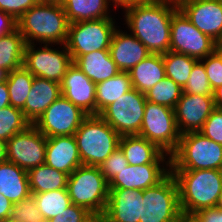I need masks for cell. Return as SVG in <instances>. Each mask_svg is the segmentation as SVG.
I'll list each match as a JSON object with an SVG mask.
<instances>
[{"instance_id": "cell-1", "label": "cell", "mask_w": 222, "mask_h": 222, "mask_svg": "<svg viewBox=\"0 0 222 222\" xmlns=\"http://www.w3.org/2000/svg\"><path fill=\"white\" fill-rule=\"evenodd\" d=\"M178 9L168 0L134 3L122 9L124 25L151 54H164L170 50L171 20Z\"/></svg>"}, {"instance_id": "cell-2", "label": "cell", "mask_w": 222, "mask_h": 222, "mask_svg": "<svg viewBox=\"0 0 222 222\" xmlns=\"http://www.w3.org/2000/svg\"><path fill=\"white\" fill-rule=\"evenodd\" d=\"M68 28L67 15L58 3L38 2L17 20L26 44H65Z\"/></svg>"}, {"instance_id": "cell-3", "label": "cell", "mask_w": 222, "mask_h": 222, "mask_svg": "<svg viewBox=\"0 0 222 222\" xmlns=\"http://www.w3.org/2000/svg\"><path fill=\"white\" fill-rule=\"evenodd\" d=\"M179 191L182 213L197 214L217 206L222 191V170H171Z\"/></svg>"}, {"instance_id": "cell-4", "label": "cell", "mask_w": 222, "mask_h": 222, "mask_svg": "<svg viewBox=\"0 0 222 222\" xmlns=\"http://www.w3.org/2000/svg\"><path fill=\"white\" fill-rule=\"evenodd\" d=\"M74 136L82 165L98 167L119 147L121 138L100 115H88Z\"/></svg>"}, {"instance_id": "cell-5", "label": "cell", "mask_w": 222, "mask_h": 222, "mask_svg": "<svg viewBox=\"0 0 222 222\" xmlns=\"http://www.w3.org/2000/svg\"><path fill=\"white\" fill-rule=\"evenodd\" d=\"M206 169L222 170V144L199 131L182 134L176 151L171 155V170Z\"/></svg>"}, {"instance_id": "cell-6", "label": "cell", "mask_w": 222, "mask_h": 222, "mask_svg": "<svg viewBox=\"0 0 222 222\" xmlns=\"http://www.w3.org/2000/svg\"><path fill=\"white\" fill-rule=\"evenodd\" d=\"M66 188L72 204L84 207L90 213L105 212L109 187L98 166L76 168L69 175Z\"/></svg>"}, {"instance_id": "cell-7", "label": "cell", "mask_w": 222, "mask_h": 222, "mask_svg": "<svg viewBox=\"0 0 222 222\" xmlns=\"http://www.w3.org/2000/svg\"><path fill=\"white\" fill-rule=\"evenodd\" d=\"M139 222H178L182 214L175 177L170 172L161 182L143 190Z\"/></svg>"}, {"instance_id": "cell-8", "label": "cell", "mask_w": 222, "mask_h": 222, "mask_svg": "<svg viewBox=\"0 0 222 222\" xmlns=\"http://www.w3.org/2000/svg\"><path fill=\"white\" fill-rule=\"evenodd\" d=\"M138 135L171 156L176 151L181 136L177 128L174 109L146 101Z\"/></svg>"}, {"instance_id": "cell-9", "label": "cell", "mask_w": 222, "mask_h": 222, "mask_svg": "<svg viewBox=\"0 0 222 222\" xmlns=\"http://www.w3.org/2000/svg\"><path fill=\"white\" fill-rule=\"evenodd\" d=\"M36 45V43L26 44L23 66L34 77L52 80L60 84L67 69L73 63L66 45L38 44L39 47Z\"/></svg>"}, {"instance_id": "cell-10", "label": "cell", "mask_w": 222, "mask_h": 222, "mask_svg": "<svg viewBox=\"0 0 222 222\" xmlns=\"http://www.w3.org/2000/svg\"><path fill=\"white\" fill-rule=\"evenodd\" d=\"M117 25L115 18L69 23L65 43L67 50L71 56H81L98 50H109Z\"/></svg>"}, {"instance_id": "cell-11", "label": "cell", "mask_w": 222, "mask_h": 222, "mask_svg": "<svg viewBox=\"0 0 222 222\" xmlns=\"http://www.w3.org/2000/svg\"><path fill=\"white\" fill-rule=\"evenodd\" d=\"M144 93L132 88L99 115L120 135H138L146 105Z\"/></svg>"}, {"instance_id": "cell-12", "label": "cell", "mask_w": 222, "mask_h": 222, "mask_svg": "<svg viewBox=\"0 0 222 222\" xmlns=\"http://www.w3.org/2000/svg\"><path fill=\"white\" fill-rule=\"evenodd\" d=\"M216 50V42L198 30L178 9L171 20L170 51L201 60Z\"/></svg>"}, {"instance_id": "cell-13", "label": "cell", "mask_w": 222, "mask_h": 222, "mask_svg": "<svg viewBox=\"0 0 222 222\" xmlns=\"http://www.w3.org/2000/svg\"><path fill=\"white\" fill-rule=\"evenodd\" d=\"M87 116L79 107L60 96L33 125L47 138L74 135Z\"/></svg>"}, {"instance_id": "cell-14", "label": "cell", "mask_w": 222, "mask_h": 222, "mask_svg": "<svg viewBox=\"0 0 222 222\" xmlns=\"http://www.w3.org/2000/svg\"><path fill=\"white\" fill-rule=\"evenodd\" d=\"M47 137L33 124L7 141V161L28 171L45 163Z\"/></svg>"}, {"instance_id": "cell-15", "label": "cell", "mask_w": 222, "mask_h": 222, "mask_svg": "<svg viewBox=\"0 0 222 222\" xmlns=\"http://www.w3.org/2000/svg\"><path fill=\"white\" fill-rule=\"evenodd\" d=\"M215 109L212 95L182 92L174 107L177 128L180 134L198 132Z\"/></svg>"}, {"instance_id": "cell-16", "label": "cell", "mask_w": 222, "mask_h": 222, "mask_svg": "<svg viewBox=\"0 0 222 222\" xmlns=\"http://www.w3.org/2000/svg\"><path fill=\"white\" fill-rule=\"evenodd\" d=\"M178 8L198 30L215 42L222 36V0H183Z\"/></svg>"}, {"instance_id": "cell-17", "label": "cell", "mask_w": 222, "mask_h": 222, "mask_svg": "<svg viewBox=\"0 0 222 222\" xmlns=\"http://www.w3.org/2000/svg\"><path fill=\"white\" fill-rule=\"evenodd\" d=\"M61 94L87 115H96V84L72 63L60 83Z\"/></svg>"}, {"instance_id": "cell-18", "label": "cell", "mask_w": 222, "mask_h": 222, "mask_svg": "<svg viewBox=\"0 0 222 222\" xmlns=\"http://www.w3.org/2000/svg\"><path fill=\"white\" fill-rule=\"evenodd\" d=\"M170 172L171 164H129L108 182V187L145 190L161 182Z\"/></svg>"}, {"instance_id": "cell-19", "label": "cell", "mask_w": 222, "mask_h": 222, "mask_svg": "<svg viewBox=\"0 0 222 222\" xmlns=\"http://www.w3.org/2000/svg\"><path fill=\"white\" fill-rule=\"evenodd\" d=\"M143 200V190L109 189L104 212L108 222H139Z\"/></svg>"}, {"instance_id": "cell-20", "label": "cell", "mask_w": 222, "mask_h": 222, "mask_svg": "<svg viewBox=\"0 0 222 222\" xmlns=\"http://www.w3.org/2000/svg\"><path fill=\"white\" fill-rule=\"evenodd\" d=\"M119 27L114 31L109 51L119 70L129 72L151 53L134 35Z\"/></svg>"}, {"instance_id": "cell-21", "label": "cell", "mask_w": 222, "mask_h": 222, "mask_svg": "<svg viewBox=\"0 0 222 222\" xmlns=\"http://www.w3.org/2000/svg\"><path fill=\"white\" fill-rule=\"evenodd\" d=\"M45 164L70 175L82 165L74 135L47 138Z\"/></svg>"}, {"instance_id": "cell-22", "label": "cell", "mask_w": 222, "mask_h": 222, "mask_svg": "<svg viewBox=\"0 0 222 222\" xmlns=\"http://www.w3.org/2000/svg\"><path fill=\"white\" fill-rule=\"evenodd\" d=\"M119 147L130 165L171 164V156L139 135L121 136Z\"/></svg>"}, {"instance_id": "cell-23", "label": "cell", "mask_w": 222, "mask_h": 222, "mask_svg": "<svg viewBox=\"0 0 222 222\" xmlns=\"http://www.w3.org/2000/svg\"><path fill=\"white\" fill-rule=\"evenodd\" d=\"M61 94L58 82L34 77L24 109V117L33 124Z\"/></svg>"}, {"instance_id": "cell-24", "label": "cell", "mask_w": 222, "mask_h": 222, "mask_svg": "<svg viewBox=\"0 0 222 222\" xmlns=\"http://www.w3.org/2000/svg\"><path fill=\"white\" fill-rule=\"evenodd\" d=\"M71 57L73 63L95 84L108 80L120 72L109 50H98Z\"/></svg>"}, {"instance_id": "cell-25", "label": "cell", "mask_w": 222, "mask_h": 222, "mask_svg": "<svg viewBox=\"0 0 222 222\" xmlns=\"http://www.w3.org/2000/svg\"><path fill=\"white\" fill-rule=\"evenodd\" d=\"M0 194L12 204L28 198L31 192L27 171L10 161L0 163Z\"/></svg>"}, {"instance_id": "cell-26", "label": "cell", "mask_w": 222, "mask_h": 222, "mask_svg": "<svg viewBox=\"0 0 222 222\" xmlns=\"http://www.w3.org/2000/svg\"><path fill=\"white\" fill-rule=\"evenodd\" d=\"M132 88L146 93L166 77L162 54H150L129 71Z\"/></svg>"}, {"instance_id": "cell-27", "label": "cell", "mask_w": 222, "mask_h": 222, "mask_svg": "<svg viewBox=\"0 0 222 222\" xmlns=\"http://www.w3.org/2000/svg\"><path fill=\"white\" fill-rule=\"evenodd\" d=\"M109 0H64L62 6L69 23L114 18Z\"/></svg>"}, {"instance_id": "cell-28", "label": "cell", "mask_w": 222, "mask_h": 222, "mask_svg": "<svg viewBox=\"0 0 222 222\" xmlns=\"http://www.w3.org/2000/svg\"><path fill=\"white\" fill-rule=\"evenodd\" d=\"M31 193H42L58 189H66L69 175L42 164L27 171Z\"/></svg>"}, {"instance_id": "cell-29", "label": "cell", "mask_w": 222, "mask_h": 222, "mask_svg": "<svg viewBox=\"0 0 222 222\" xmlns=\"http://www.w3.org/2000/svg\"><path fill=\"white\" fill-rule=\"evenodd\" d=\"M132 89L129 72L120 71L114 77L96 84V115Z\"/></svg>"}, {"instance_id": "cell-30", "label": "cell", "mask_w": 222, "mask_h": 222, "mask_svg": "<svg viewBox=\"0 0 222 222\" xmlns=\"http://www.w3.org/2000/svg\"><path fill=\"white\" fill-rule=\"evenodd\" d=\"M26 42L18 29L0 37V67L8 73L23 66Z\"/></svg>"}, {"instance_id": "cell-31", "label": "cell", "mask_w": 222, "mask_h": 222, "mask_svg": "<svg viewBox=\"0 0 222 222\" xmlns=\"http://www.w3.org/2000/svg\"><path fill=\"white\" fill-rule=\"evenodd\" d=\"M33 79L34 76L24 66L8 73L6 83L10 96V105L20 110L24 109Z\"/></svg>"}, {"instance_id": "cell-32", "label": "cell", "mask_w": 222, "mask_h": 222, "mask_svg": "<svg viewBox=\"0 0 222 222\" xmlns=\"http://www.w3.org/2000/svg\"><path fill=\"white\" fill-rule=\"evenodd\" d=\"M162 56L166 77L172 79L183 89L187 84L194 64L198 60L170 50Z\"/></svg>"}, {"instance_id": "cell-33", "label": "cell", "mask_w": 222, "mask_h": 222, "mask_svg": "<svg viewBox=\"0 0 222 222\" xmlns=\"http://www.w3.org/2000/svg\"><path fill=\"white\" fill-rule=\"evenodd\" d=\"M34 197L41 215L46 221L66 210L72 205L66 189H58L42 193H31Z\"/></svg>"}, {"instance_id": "cell-34", "label": "cell", "mask_w": 222, "mask_h": 222, "mask_svg": "<svg viewBox=\"0 0 222 222\" xmlns=\"http://www.w3.org/2000/svg\"><path fill=\"white\" fill-rule=\"evenodd\" d=\"M183 89L169 77H165L145 93L146 100L174 109Z\"/></svg>"}, {"instance_id": "cell-35", "label": "cell", "mask_w": 222, "mask_h": 222, "mask_svg": "<svg viewBox=\"0 0 222 222\" xmlns=\"http://www.w3.org/2000/svg\"><path fill=\"white\" fill-rule=\"evenodd\" d=\"M31 123L22 110L9 105L0 109V139L8 141L14 134L24 131Z\"/></svg>"}, {"instance_id": "cell-36", "label": "cell", "mask_w": 222, "mask_h": 222, "mask_svg": "<svg viewBox=\"0 0 222 222\" xmlns=\"http://www.w3.org/2000/svg\"><path fill=\"white\" fill-rule=\"evenodd\" d=\"M9 220L16 222L45 221L32 195L12 205Z\"/></svg>"}, {"instance_id": "cell-37", "label": "cell", "mask_w": 222, "mask_h": 222, "mask_svg": "<svg viewBox=\"0 0 222 222\" xmlns=\"http://www.w3.org/2000/svg\"><path fill=\"white\" fill-rule=\"evenodd\" d=\"M183 92L188 94L212 95L213 90L209 84L208 76L203 63L198 60L191 71Z\"/></svg>"}, {"instance_id": "cell-38", "label": "cell", "mask_w": 222, "mask_h": 222, "mask_svg": "<svg viewBox=\"0 0 222 222\" xmlns=\"http://www.w3.org/2000/svg\"><path fill=\"white\" fill-rule=\"evenodd\" d=\"M208 76L209 84L212 90L222 85V55L218 51L206 56L200 60Z\"/></svg>"}, {"instance_id": "cell-39", "label": "cell", "mask_w": 222, "mask_h": 222, "mask_svg": "<svg viewBox=\"0 0 222 222\" xmlns=\"http://www.w3.org/2000/svg\"><path fill=\"white\" fill-rule=\"evenodd\" d=\"M129 163L120 147L116 148L113 153L99 166L104 178L109 182L120 171L128 167Z\"/></svg>"}, {"instance_id": "cell-40", "label": "cell", "mask_w": 222, "mask_h": 222, "mask_svg": "<svg viewBox=\"0 0 222 222\" xmlns=\"http://www.w3.org/2000/svg\"><path fill=\"white\" fill-rule=\"evenodd\" d=\"M199 132L212 141L222 144V110L215 108Z\"/></svg>"}, {"instance_id": "cell-41", "label": "cell", "mask_w": 222, "mask_h": 222, "mask_svg": "<svg viewBox=\"0 0 222 222\" xmlns=\"http://www.w3.org/2000/svg\"><path fill=\"white\" fill-rule=\"evenodd\" d=\"M37 3V0H0V10L11 15L17 21L27 10Z\"/></svg>"}, {"instance_id": "cell-42", "label": "cell", "mask_w": 222, "mask_h": 222, "mask_svg": "<svg viewBox=\"0 0 222 222\" xmlns=\"http://www.w3.org/2000/svg\"><path fill=\"white\" fill-rule=\"evenodd\" d=\"M90 214L86 208L72 204L48 222H83Z\"/></svg>"}, {"instance_id": "cell-43", "label": "cell", "mask_w": 222, "mask_h": 222, "mask_svg": "<svg viewBox=\"0 0 222 222\" xmlns=\"http://www.w3.org/2000/svg\"><path fill=\"white\" fill-rule=\"evenodd\" d=\"M17 29V21L9 14L0 10V37Z\"/></svg>"}, {"instance_id": "cell-44", "label": "cell", "mask_w": 222, "mask_h": 222, "mask_svg": "<svg viewBox=\"0 0 222 222\" xmlns=\"http://www.w3.org/2000/svg\"><path fill=\"white\" fill-rule=\"evenodd\" d=\"M197 215L203 222H222V209L218 206L203 209Z\"/></svg>"}, {"instance_id": "cell-45", "label": "cell", "mask_w": 222, "mask_h": 222, "mask_svg": "<svg viewBox=\"0 0 222 222\" xmlns=\"http://www.w3.org/2000/svg\"><path fill=\"white\" fill-rule=\"evenodd\" d=\"M12 203L0 194V222H7L9 220Z\"/></svg>"}, {"instance_id": "cell-46", "label": "cell", "mask_w": 222, "mask_h": 222, "mask_svg": "<svg viewBox=\"0 0 222 222\" xmlns=\"http://www.w3.org/2000/svg\"><path fill=\"white\" fill-rule=\"evenodd\" d=\"M10 105V96L6 81L0 83V109Z\"/></svg>"}, {"instance_id": "cell-47", "label": "cell", "mask_w": 222, "mask_h": 222, "mask_svg": "<svg viewBox=\"0 0 222 222\" xmlns=\"http://www.w3.org/2000/svg\"><path fill=\"white\" fill-rule=\"evenodd\" d=\"M110 3L112 2V6L114 9L120 8L123 9L126 6L132 5L134 3L144 2V1H151V0H109Z\"/></svg>"}, {"instance_id": "cell-48", "label": "cell", "mask_w": 222, "mask_h": 222, "mask_svg": "<svg viewBox=\"0 0 222 222\" xmlns=\"http://www.w3.org/2000/svg\"><path fill=\"white\" fill-rule=\"evenodd\" d=\"M212 96L215 108L222 110V85L213 90Z\"/></svg>"}, {"instance_id": "cell-49", "label": "cell", "mask_w": 222, "mask_h": 222, "mask_svg": "<svg viewBox=\"0 0 222 222\" xmlns=\"http://www.w3.org/2000/svg\"><path fill=\"white\" fill-rule=\"evenodd\" d=\"M83 222H108L105 213H91Z\"/></svg>"}, {"instance_id": "cell-50", "label": "cell", "mask_w": 222, "mask_h": 222, "mask_svg": "<svg viewBox=\"0 0 222 222\" xmlns=\"http://www.w3.org/2000/svg\"><path fill=\"white\" fill-rule=\"evenodd\" d=\"M178 222H203L197 214L182 213Z\"/></svg>"}, {"instance_id": "cell-51", "label": "cell", "mask_w": 222, "mask_h": 222, "mask_svg": "<svg viewBox=\"0 0 222 222\" xmlns=\"http://www.w3.org/2000/svg\"><path fill=\"white\" fill-rule=\"evenodd\" d=\"M7 161V141L0 139V163Z\"/></svg>"}, {"instance_id": "cell-52", "label": "cell", "mask_w": 222, "mask_h": 222, "mask_svg": "<svg viewBox=\"0 0 222 222\" xmlns=\"http://www.w3.org/2000/svg\"><path fill=\"white\" fill-rule=\"evenodd\" d=\"M8 72L0 67V83L7 80Z\"/></svg>"}, {"instance_id": "cell-53", "label": "cell", "mask_w": 222, "mask_h": 222, "mask_svg": "<svg viewBox=\"0 0 222 222\" xmlns=\"http://www.w3.org/2000/svg\"><path fill=\"white\" fill-rule=\"evenodd\" d=\"M216 51L222 55V36L216 42Z\"/></svg>"}, {"instance_id": "cell-54", "label": "cell", "mask_w": 222, "mask_h": 222, "mask_svg": "<svg viewBox=\"0 0 222 222\" xmlns=\"http://www.w3.org/2000/svg\"><path fill=\"white\" fill-rule=\"evenodd\" d=\"M64 0H37V2H45V3H58L62 4Z\"/></svg>"}, {"instance_id": "cell-55", "label": "cell", "mask_w": 222, "mask_h": 222, "mask_svg": "<svg viewBox=\"0 0 222 222\" xmlns=\"http://www.w3.org/2000/svg\"><path fill=\"white\" fill-rule=\"evenodd\" d=\"M217 206L222 209V191H221V194L219 196V200H218Z\"/></svg>"}, {"instance_id": "cell-56", "label": "cell", "mask_w": 222, "mask_h": 222, "mask_svg": "<svg viewBox=\"0 0 222 222\" xmlns=\"http://www.w3.org/2000/svg\"><path fill=\"white\" fill-rule=\"evenodd\" d=\"M168 1H170V2H173V3H176V4H179L181 1H183V0H168Z\"/></svg>"}]
</instances>
